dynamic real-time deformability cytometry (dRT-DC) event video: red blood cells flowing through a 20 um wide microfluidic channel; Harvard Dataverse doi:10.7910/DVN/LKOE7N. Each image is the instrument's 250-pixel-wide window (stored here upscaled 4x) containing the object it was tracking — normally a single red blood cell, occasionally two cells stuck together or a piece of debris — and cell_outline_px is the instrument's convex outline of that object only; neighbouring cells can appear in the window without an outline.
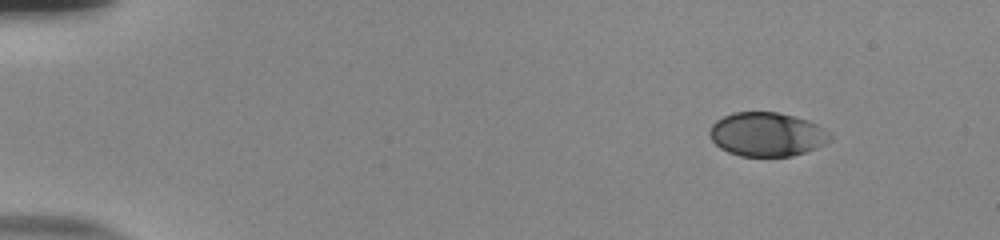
{"species": "human", "species_latin": "Homo sapiens", "temperature_condition": "room temperature", "stored_images_in_passage": 49, "camera_frame_rate_fps": 3000, "um_per_image_px": 0.085, "donor": {"sex": "male"}, "frame": {"image": 1, "passage_image": 1, "time_ms": 0.0, "image_size_px": [1000, 240], "cell_outline_px": [[832, 140], [816, 148], [792, 156], [740, 156], [728, 152], [720, 148], [708, 136], [708, 132], [712, 124], [716, 120], [732, 112], [776, 112], [808, 120], [816, 124], [828, 132], [832, 136]], "centroid_in_image_um": [65.16, 11.42], "position_along_channel_um": 19.8, "area_um2": 30.87}}
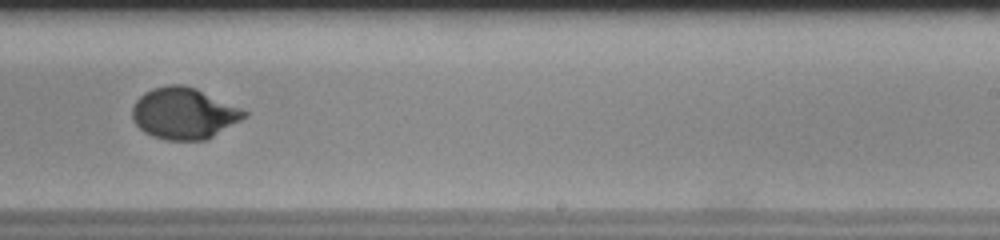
{"frame": {"image": 2, "passage_image": 30, "time_ms": 9.667, "image_size_px": [1000, 240], "cell_outline_px": [[248, 116], [212, 136], [204, 140], [168, 140], [152, 136], [144, 132], [136, 124], [132, 116], [132, 108], [136, 100], [144, 92], [152, 88], [168, 84], [184, 84], [196, 88], [248, 112]], "centroid_in_image_um": [15.6, 9.62], "position_along_channel_um": 273.4, "area_um2": 33.29}}
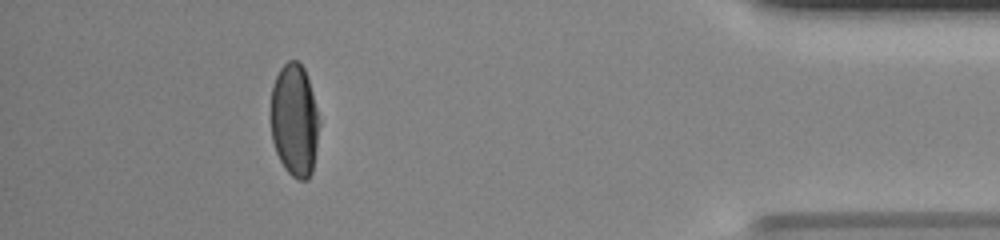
{"frame": {"image": 3, "passage_image": 44, "time_ms": 14.333, "image_size_px": [1000, 240], "cell_outline_px": [[320, 124], [312, 172], [308, 180], [300, 180], [292, 176], [284, 168], [276, 152], [272, 140], [272, 88], [276, 76], [280, 68], [288, 60], [296, 60], [304, 68], [312, 92]], "centroid_in_image_um": [25.04, 10.24], "position_along_channel_um": 410.2, "area_um2": 31.56}, "authors_computed_cell_mechanics": {"area_um2": 32.8304, "velocity_mm_per_s": 3.8812, "shape_relaxation_time_tau1_ms": 3.7349, "shape_relaxation_time_tau2_ms": null, "deformation_change_tau1": 0.1702, "deformation_change_tau2": null}}